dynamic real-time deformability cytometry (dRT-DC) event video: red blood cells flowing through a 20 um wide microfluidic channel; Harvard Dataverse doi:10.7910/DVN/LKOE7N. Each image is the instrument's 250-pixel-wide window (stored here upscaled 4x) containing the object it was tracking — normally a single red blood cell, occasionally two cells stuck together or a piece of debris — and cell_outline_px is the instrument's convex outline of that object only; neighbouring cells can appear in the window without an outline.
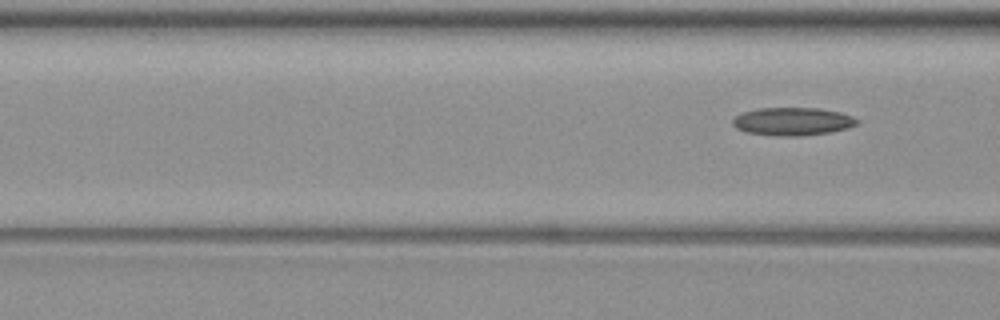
{"species": "common noctule bat (a hibernating species)", "species_latin": "Nyctalus noctula", "temperature_condition": "warm", "stored_images_in_passage": 7, "segment_of_instrument_passage": [2, 2], "camera_frame_rate_fps": 3000, "um_per_image_px": 0.085, "animal": {"sex": "female", "body_mass_g": 19.3, "forearm_length_mm": 54.1}, "frame": {"image": 1, "passage_image": 7, "time_ms": 9.333, "image_size_px": [1000, 320], "cell_outline_px": [[860, 120], [856, 124], [848, 128], [828, 132], [800, 136], [780, 136], [748, 132], [736, 128], [732, 124], [732, 120], [736, 116], [744, 112], [756, 108], [820, 108], [840, 112], [852, 116]], "centroid_in_image_um": [67.38, 10.31], "position_along_channel_um": 99.2, "area_um2": 20.17}}